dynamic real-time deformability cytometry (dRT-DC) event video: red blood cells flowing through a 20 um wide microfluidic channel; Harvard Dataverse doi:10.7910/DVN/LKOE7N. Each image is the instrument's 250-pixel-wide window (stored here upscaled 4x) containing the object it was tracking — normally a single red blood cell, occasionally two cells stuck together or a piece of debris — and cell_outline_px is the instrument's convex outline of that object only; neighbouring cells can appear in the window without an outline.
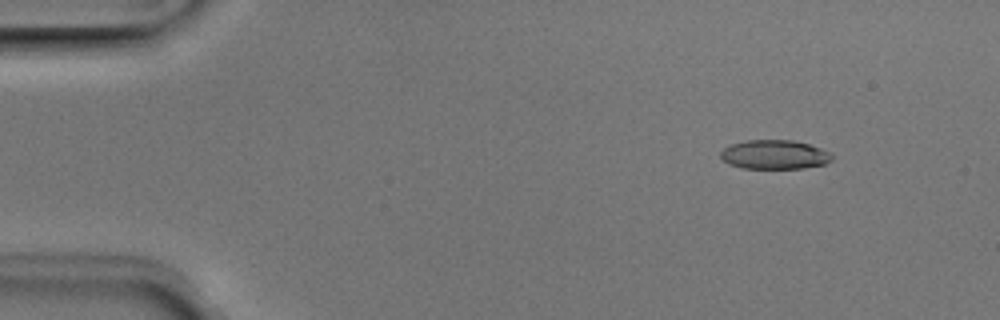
{"species": "Egyptian fruit bat (a non-hibernating species)", "species_latin": "Rousettus aegyptiacus", "temperature_condition": "room temperature", "stored_images_in_passage": 51, "camera_frame_rate_fps": 3000, "um_per_image_px": 0.085, "animal": {"sex": "male"}, "frame": {"image": 1, "passage_image": 6, "time_ms": 1.667, "image_size_px": [1000, 320], "cell_outline_px": [[832, 160], [824, 164], [804, 168], [744, 168], [728, 164], [720, 156], [720, 152], [724, 148], [732, 144], [748, 140], [792, 140], [808, 144], [820, 148], [828, 152], [832, 156]], "centroid_in_image_um": [65.82, 13.14], "position_along_channel_um": 19.2, "area_um2": 18.73}}
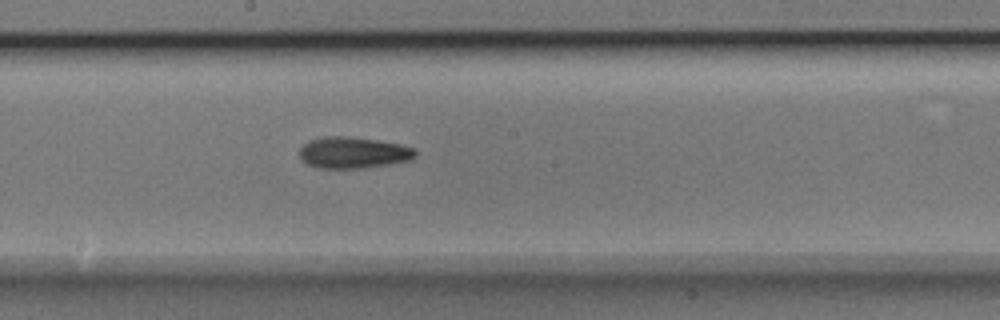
{"frame": {"image": 2, "passage_image": 28, "time_ms": 9.0, "image_size_px": [1000, 320], "cell_outline_px": [[416, 156], [412, 160], [388, 164], [360, 168], [316, 168], [308, 164], [300, 156], [300, 148], [308, 140], [324, 136], [348, 136], [376, 140], [400, 144], [416, 148]], "centroid_in_image_um": [30.04, 12.96], "position_along_channel_um": 218.2, "area_um2": 21.21}}
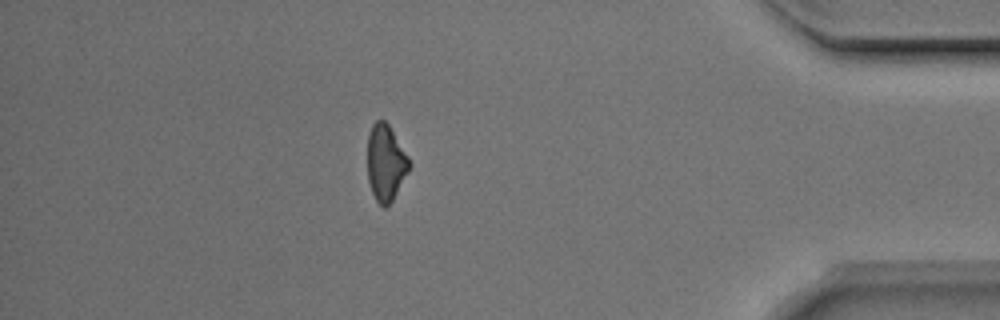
{"frame": {"image": 3, "passage_image": 45, "time_ms": 14.667, "image_size_px": [1000, 320], "cell_outline_px": [[412, 164], [408, 172], [392, 200], [384, 208], [376, 200], [372, 192], [368, 180], [368, 136], [372, 124], [376, 120], [384, 120], [388, 124], [408, 156]], "centroid_in_image_um": [32.79, 13.82], "position_along_channel_um": 402.4, "area_um2": 18.38}, "authors_computed_cell_mechanics": {"area_um2": 19.7098, "velocity_mm_per_s": 3.9743, "shape_relaxation_time_tau1_ms": 6.0105, "shape_relaxation_time_tau2_ms": 8.4688, "deformation_change_tau1": 0.1334, "deformation_change_tau2": 0.1877}}